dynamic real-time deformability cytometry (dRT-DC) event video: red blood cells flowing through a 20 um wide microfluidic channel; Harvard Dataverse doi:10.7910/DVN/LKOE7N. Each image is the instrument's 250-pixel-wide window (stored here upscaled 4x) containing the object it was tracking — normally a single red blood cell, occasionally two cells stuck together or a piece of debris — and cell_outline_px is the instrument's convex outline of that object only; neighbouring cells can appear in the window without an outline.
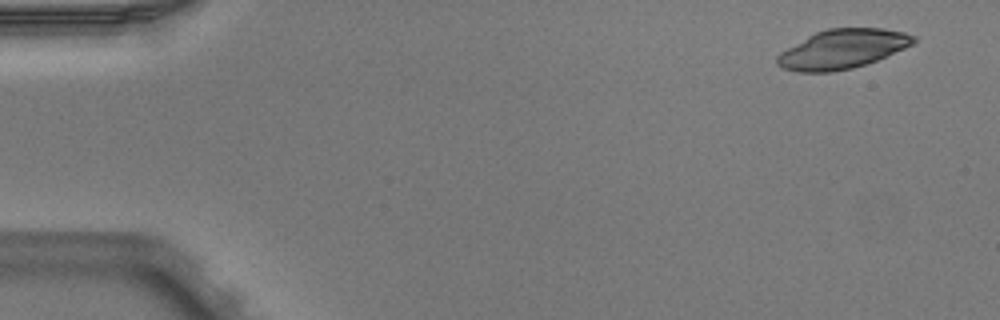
{"species": "Egyptian fruit bat (a non-hibernating species)", "species_latin": "Rousettus aegyptiacus", "temperature_condition": "warm", "stored_images_in_passage": 4, "camera_frame_rate_fps": 3000, "um_per_image_px": 0.085, "animal": {"sex": "male"}, "frame": {"image": 1, "passage_image": 1, "time_ms": 0.0, "image_size_px": [1000, 320], "cell_outline_px": [[916, 40], [912, 44], [904, 48], [876, 60], [852, 68], [832, 72], [796, 72], [784, 68], [776, 64], [776, 56], [780, 52], [808, 36], [816, 32], [828, 28], [884, 28], [904, 32], [916, 36]], "centroid_in_image_um": [71.59, 4.17], "position_along_channel_um": 13.4, "area_um2": 30.98}}
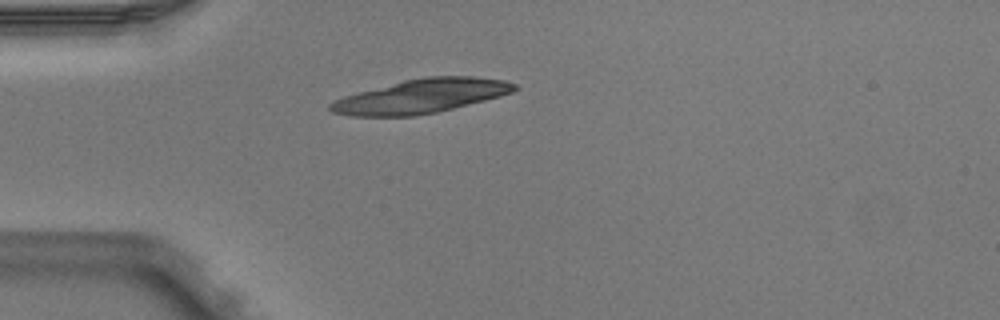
{"frame": {"image": 2, "passage_image": 4, "time_ms": 1.0, "image_size_px": [1000, 320], "cell_outline_px": [[520, 88], [512, 92], [500, 96], [436, 112], [416, 116], [348, 116], [332, 112], [328, 108], [328, 104], [344, 96], [404, 80], [428, 76], [472, 76], [504, 80], [516, 84]], "centroid_in_image_um": [35.8, 8.17], "position_along_channel_um": 49.2, "area_um2": 36.24}}